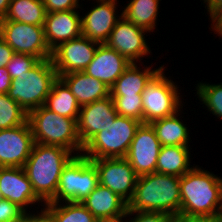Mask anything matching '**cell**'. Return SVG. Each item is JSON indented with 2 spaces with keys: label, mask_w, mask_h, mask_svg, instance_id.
I'll return each mask as SVG.
<instances>
[{
  "label": "cell",
  "mask_w": 222,
  "mask_h": 222,
  "mask_svg": "<svg viewBox=\"0 0 222 222\" xmlns=\"http://www.w3.org/2000/svg\"><path fill=\"white\" fill-rule=\"evenodd\" d=\"M178 217H217L222 207V177L194 166L180 177Z\"/></svg>",
  "instance_id": "obj_1"
},
{
  "label": "cell",
  "mask_w": 222,
  "mask_h": 222,
  "mask_svg": "<svg viewBox=\"0 0 222 222\" xmlns=\"http://www.w3.org/2000/svg\"><path fill=\"white\" fill-rule=\"evenodd\" d=\"M74 156L61 146L34 143L23 168L36 196L44 204L55 198L61 172Z\"/></svg>",
  "instance_id": "obj_2"
},
{
  "label": "cell",
  "mask_w": 222,
  "mask_h": 222,
  "mask_svg": "<svg viewBox=\"0 0 222 222\" xmlns=\"http://www.w3.org/2000/svg\"><path fill=\"white\" fill-rule=\"evenodd\" d=\"M180 206V177L154 172L138 176L127 210L163 212L177 218Z\"/></svg>",
  "instance_id": "obj_3"
},
{
  "label": "cell",
  "mask_w": 222,
  "mask_h": 222,
  "mask_svg": "<svg viewBox=\"0 0 222 222\" xmlns=\"http://www.w3.org/2000/svg\"><path fill=\"white\" fill-rule=\"evenodd\" d=\"M77 120L78 118L60 116L44 105L28 113V122L35 143L61 146L75 156L81 155L79 153L83 150L77 133Z\"/></svg>",
  "instance_id": "obj_4"
},
{
  "label": "cell",
  "mask_w": 222,
  "mask_h": 222,
  "mask_svg": "<svg viewBox=\"0 0 222 222\" xmlns=\"http://www.w3.org/2000/svg\"><path fill=\"white\" fill-rule=\"evenodd\" d=\"M57 78L51 58L40 60L29 72L12 79L8 96L29 113L45 104Z\"/></svg>",
  "instance_id": "obj_5"
},
{
  "label": "cell",
  "mask_w": 222,
  "mask_h": 222,
  "mask_svg": "<svg viewBox=\"0 0 222 222\" xmlns=\"http://www.w3.org/2000/svg\"><path fill=\"white\" fill-rule=\"evenodd\" d=\"M141 122L117 115L114 123L92 136L84 145L82 156L89 159L125 158Z\"/></svg>",
  "instance_id": "obj_6"
},
{
  "label": "cell",
  "mask_w": 222,
  "mask_h": 222,
  "mask_svg": "<svg viewBox=\"0 0 222 222\" xmlns=\"http://www.w3.org/2000/svg\"><path fill=\"white\" fill-rule=\"evenodd\" d=\"M98 173L89 158L74 156L63 168L55 198L49 203L82 202L98 186Z\"/></svg>",
  "instance_id": "obj_7"
},
{
  "label": "cell",
  "mask_w": 222,
  "mask_h": 222,
  "mask_svg": "<svg viewBox=\"0 0 222 222\" xmlns=\"http://www.w3.org/2000/svg\"><path fill=\"white\" fill-rule=\"evenodd\" d=\"M164 68L150 80L142 92L143 123L171 116L183 107L179 87L166 77Z\"/></svg>",
  "instance_id": "obj_8"
},
{
  "label": "cell",
  "mask_w": 222,
  "mask_h": 222,
  "mask_svg": "<svg viewBox=\"0 0 222 222\" xmlns=\"http://www.w3.org/2000/svg\"><path fill=\"white\" fill-rule=\"evenodd\" d=\"M0 36L16 53L33 55L39 60L52 56L45 40L44 26L0 21Z\"/></svg>",
  "instance_id": "obj_9"
},
{
  "label": "cell",
  "mask_w": 222,
  "mask_h": 222,
  "mask_svg": "<svg viewBox=\"0 0 222 222\" xmlns=\"http://www.w3.org/2000/svg\"><path fill=\"white\" fill-rule=\"evenodd\" d=\"M95 165L99 184L118 194L127 203L133 198L138 175L126 158L90 159Z\"/></svg>",
  "instance_id": "obj_10"
},
{
  "label": "cell",
  "mask_w": 222,
  "mask_h": 222,
  "mask_svg": "<svg viewBox=\"0 0 222 222\" xmlns=\"http://www.w3.org/2000/svg\"><path fill=\"white\" fill-rule=\"evenodd\" d=\"M99 44L83 35L60 43L52 50L51 56L57 76L84 71L93 60Z\"/></svg>",
  "instance_id": "obj_11"
},
{
  "label": "cell",
  "mask_w": 222,
  "mask_h": 222,
  "mask_svg": "<svg viewBox=\"0 0 222 222\" xmlns=\"http://www.w3.org/2000/svg\"><path fill=\"white\" fill-rule=\"evenodd\" d=\"M161 143L150 123H141L136 129L126 159L138 176L156 172Z\"/></svg>",
  "instance_id": "obj_12"
},
{
  "label": "cell",
  "mask_w": 222,
  "mask_h": 222,
  "mask_svg": "<svg viewBox=\"0 0 222 222\" xmlns=\"http://www.w3.org/2000/svg\"><path fill=\"white\" fill-rule=\"evenodd\" d=\"M146 33H148L147 30L122 17L116 23L105 44L126 57L131 63H138V60L141 61L143 57L152 53L144 36Z\"/></svg>",
  "instance_id": "obj_13"
},
{
  "label": "cell",
  "mask_w": 222,
  "mask_h": 222,
  "mask_svg": "<svg viewBox=\"0 0 222 222\" xmlns=\"http://www.w3.org/2000/svg\"><path fill=\"white\" fill-rule=\"evenodd\" d=\"M34 143L29 122L0 130V167H24Z\"/></svg>",
  "instance_id": "obj_14"
},
{
  "label": "cell",
  "mask_w": 222,
  "mask_h": 222,
  "mask_svg": "<svg viewBox=\"0 0 222 222\" xmlns=\"http://www.w3.org/2000/svg\"><path fill=\"white\" fill-rule=\"evenodd\" d=\"M111 96L81 106L77 120V133L82 145L99 131L108 129L117 116Z\"/></svg>",
  "instance_id": "obj_15"
},
{
  "label": "cell",
  "mask_w": 222,
  "mask_h": 222,
  "mask_svg": "<svg viewBox=\"0 0 222 222\" xmlns=\"http://www.w3.org/2000/svg\"><path fill=\"white\" fill-rule=\"evenodd\" d=\"M85 16L81 17L82 35L100 44L105 43L116 23L123 17L118 16L117 0H96Z\"/></svg>",
  "instance_id": "obj_16"
},
{
  "label": "cell",
  "mask_w": 222,
  "mask_h": 222,
  "mask_svg": "<svg viewBox=\"0 0 222 222\" xmlns=\"http://www.w3.org/2000/svg\"><path fill=\"white\" fill-rule=\"evenodd\" d=\"M0 193L2 199L18 205L26 213L29 205L32 208V204L34 206L41 202V206H44L36 196L23 167H0Z\"/></svg>",
  "instance_id": "obj_17"
},
{
  "label": "cell",
  "mask_w": 222,
  "mask_h": 222,
  "mask_svg": "<svg viewBox=\"0 0 222 222\" xmlns=\"http://www.w3.org/2000/svg\"><path fill=\"white\" fill-rule=\"evenodd\" d=\"M131 62L105 43L99 44L93 60L83 72L111 88Z\"/></svg>",
  "instance_id": "obj_18"
},
{
  "label": "cell",
  "mask_w": 222,
  "mask_h": 222,
  "mask_svg": "<svg viewBox=\"0 0 222 222\" xmlns=\"http://www.w3.org/2000/svg\"><path fill=\"white\" fill-rule=\"evenodd\" d=\"M81 17L77 9L46 14L44 36L51 51L60 43L82 35Z\"/></svg>",
  "instance_id": "obj_19"
},
{
  "label": "cell",
  "mask_w": 222,
  "mask_h": 222,
  "mask_svg": "<svg viewBox=\"0 0 222 222\" xmlns=\"http://www.w3.org/2000/svg\"><path fill=\"white\" fill-rule=\"evenodd\" d=\"M81 203L98 221L125 216L128 209L125 200L101 184Z\"/></svg>",
  "instance_id": "obj_20"
},
{
  "label": "cell",
  "mask_w": 222,
  "mask_h": 222,
  "mask_svg": "<svg viewBox=\"0 0 222 222\" xmlns=\"http://www.w3.org/2000/svg\"><path fill=\"white\" fill-rule=\"evenodd\" d=\"M59 77L68 85L80 106L110 96L108 86L83 71L71 72Z\"/></svg>",
  "instance_id": "obj_21"
},
{
  "label": "cell",
  "mask_w": 222,
  "mask_h": 222,
  "mask_svg": "<svg viewBox=\"0 0 222 222\" xmlns=\"http://www.w3.org/2000/svg\"><path fill=\"white\" fill-rule=\"evenodd\" d=\"M151 67L152 64L142 70L136 63H131L110 88V96L142 95L146 85L164 65L154 70Z\"/></svg>",
  "instance_id": "obj_22"
},
{
  "label": "cell",
  "mask_w": 222,
  "mask_h": 222,
  "mask_svg": "<svg viewBox=\"0 0 222 222\" xmlns=\"http://www.w3.org/2000/svg\"><path fill=\"white\" fill-rule=\"evenodd\" d=\"M181 112L180 109L171 116L150 123L162 146H190L189 130L179 117Z\"/></svg>",
  "instance_id": "obj_23"
},
{
  "label": "cell",
  "mask_w": 222,
  "mask_h": 222,
  "mask_svg": "<svg viewBox=\"0 0 222 222\" xmlns=\"http://www.w3.org/2000/svg\"><path fill=\"white\" fill-rule=\"evenodd\" d=\"M190 157L189 146H161L156 172L181 177L194 167Z\"/></svg>",
  "instance_id": "obj_24"
},
{
  "label": "cell",
  "mask_w": 222,
  "mask_h": 222,
  "mask_svg": "<svg viewBox=\"0 0 222 222\" xmlns=\"http://www.w3.org/2000/svg\"><path fill=\"white\" fill-rule=\"evenodd\" d=\"M44 106L63 117L78 118L81 106L68 85L58 77L52 84Z\"/></svg>",
  "instance_id": "obj_25"
},
{
  "label": "cell",
  "mask_w": 222,
  "mask_h": 222,
  "mask_svg": "<svg viewBox=\"0 0 222 222\" xmlns=\"http://www.w3.org/2000/svg\"><path fill=\"white\" fill-rule=\"evenodd\" d=\"M46 14L42 0H11L6 15L0 21H16L43 26Z\"/></svg>",
  "instance_id": "obj_26"
},
{
  "label": "cell",
  "mask_w": 222,
  "mask_h": 222,
  "mask_svg": "<svg viewBox=\"0 0 222 222\" xmlns=\"http://www.w3.org/2000/svg\"><path fill=\"white\" fill-rule=\"evenodd\" d=\"M159 1L162 0H130L122 10V16L136 26L153 32L157 23Z\"/></svg>",
  "instance_id": "obj_27"
},
{
  "label": "cell",
  "mask_w": 222,
  "mask_h": 222,
  "mask_svg": "<svg viewBox=\"0 0 222 222\" xmlns=\"http://www.w3.org/2000/svg\"><path fill=\"white\" fill-rule=\"evenodd\" d=\"M44 209L55 222H98L81 202L46 203Z\"/></svg>",
  "instance_id": "obj_28"
},
{
  "label": "cell",
  "mask_w": 222,
  "mask_h": 222,
  "mask_svg": "<svg viewBox=\"0 0 222 222\" xmlns=\"http://www.w3.org/2000/svg\"><path fill=\"white\" fill-rule=\"evenodd\" d=\"M28 122V113L8 94H0V130Z\"/></svg>",
  "instance_id": "obj_29"
},
{
  "label": "cell",
  "mask_w": 222,
  "mask_h": 222,
  "mask_svg": "<svg viewBox=\"0 0 222 222\" xmlns=\"http://www.w3.org/2000/svg\"><path fill=\"white\" fill-rule=\"evenodd\" d=\"M199 101L218 119H222V83L207 84L199 82L196 86Z\"/></svg>",
  "instance_id": "obj_30"
},
{
  "label": "cell",
  "mask_w": 222,
  "mask_h": 222,
  "mask_svg": "<svg viewBox=\"0 0 222 222\" xmlns=\"http://www.w3.org/2000/svg\"><path fill=\"white\" fill-rule=\"evenodd\" d=\"M118 115L143 123L142 95L111 96Z\"/></svg>",
  "instance_id": "obj_31"
},
{
  "label": "cell",
  "mask_w": 222,
  "mask_h": 222,
  "mask_svg": "<svg viewBox=\"0 0 222 222\" xmlns=\"http://www.w3.org/2000/svg\"><path fill=\"white\" fill-rule=\"evenodd\" d=\"M40 60L29 54L14 53L6 69L12 79L20 76L22 73L29 72Z\"/></svg>",
  "instance_id": "obj_32"
},
{
  "label": "cell",
  "mask_w": 222,
  "mask_h": 222,
  "mask_svg": "<svg viewBox=\"0 0 222 222\" xmlns=\"http://www.w3.org/2000/svg\"><path fill=\"white\" fill-rule=\"evenodd\" d=\"M136 215H135V214ZM133 217L131 218L130 216ZM135 215V216H134ZM126 217H130L129 221ZM126 222H175V217L163 212H148V211H131L127 210L124 220Z\"/></svg>",
  "instance_id": "obj_33"
},
{
  "label": "cell",
  "mask_w": 222,
  "mask_h": 222,
  "mask_svg": "<svg viewBox=\"0 0 222 222\" xmlns=\"http://www.w3.org/2000/svg\"><path fill=\"white\" fill-rule=\"evenodd\" d=\"M26 214L18 205L7 199H0V222H20Z\"/></svg>",
  "instance_id": "obj_34"
},
{
  "label": "cell",
  "mask_w": 222,
  "mask_h": 222,
  "mask_svg": "<svg viewBox=\"0 0 222 222\" xmlns=\"http://www.w3.org/2000/svg\"><path fill=\"white\" fill-rule=\"evenodd\" d=\"M80 0H42L46 12H60L80 8Z\"/></svg>",
  "instance_id": "obj_35"
},
{
  "label": "cell",
  "mask_w": 222,
  "mask_h": 222,
  "mask_svg": "<svg viewBox=\"0 0 222 222\" xmlns=\"http://www.w3.org/2000/svg\"><path fill=\"white\" fill-rule=\"evenodd\" d=\"M14 53V50L0 36V67H6Z\"/></svg>",
  "instance_id": "obj_36"
},
{
  "label": "cell",
  "mask_w": 222,
  "mask_h": 222,
  "mask_svg": "<svg viewBox=\"0 0 222 222\" xmlns=\"http://www.w3.org/2000/svg\"><path fill=\"white\" fill-rule=\"evenodd\" d=\"M26 218L30 222H55V219L44 209L41 208V211L36 213H27Z\"/></svg>",
  "instance_id": "obj_37"
},
{
  "label": "cell",
  "mask_w": 222,
  "mask_h": 222,
  "mask_svg": "<svg viewBox=\"0 0 222 222\" xmlns=\"http://www.w3.org/2000/svg\"><path fill=\"white\" fill-rule=\"evenodd\" d=\"M12 78L6 67H0V94H8Z\"/></svg>",
  "instance_id": "obj_38"
},
{
  "label": "cell",
  "mask_w": 222,
  "mask_h": 222,
  "mask_svg": "<svg viewBox=\"0 0 222 222\" xmlns=\"http://www.w3.org/2000/svg\"><path fill=\"white\" fill-rule=\"evenodd\" d=\"M206 4L207 12L210 18H212L218 11L222 10V0H203Z\"/></svg>",
  "instance_id": "obj_39"
},
{
  "label": "cell",
  "mask_w": 222,
  "mask_h": 222,
  "mask_svg": "<svg viewBox=\"0 0 222 222\" xmlns=\"http://www.w3.org/2000/svg\"><path fill=\"white\" fill-rule=\"evenodd\" d=\"M211 31H214L215 34H218L222 38V10L218 11L212 18H211Z\"/></svg>",
  "instance_id": "obj_40"
},
{
  "label": "cell",
  "mask_w": 222,
  "mask_h": 222,
  "mask_svg": "<svg viewBox=\"0 0 222 222\" xmlns=\"http://www.w3.org/2000/svg\"><path fill=\"white\" fill-rule=\"evenodd\" d=\"M175 222H219L217 217H177Z\"/></svg>",
  "instance_id": "obj_41"
},
{
  "label": "cell",
  "mask_w": 222,
  "mask_h": 222,
  "mask_svg": "<svg viewBox=\"0 0 222 222\" xmlns=\"http://www.w3.org/2000/svg\"><path fill=\"white\" fill-rule=\"evenodd\" d=\"M10 1L11 0H0V20L6 15Z\"/></svg>",
  "instance_id": "obj_42"
},
{
  "label": "cell",
  "mask_w": 222,
  "mask_h": 222,
  "mask_svg": "<svg viewBox=\"0 0 222 222\" xmlns=\"http://www.w3.org/2000/svg\"><path fill=\"white\" fill-rule=\"evenodd\" d=\"M125 216H121V217H118V218H114V219H107V220H101V221H98V222H123V218ZM126 222V220L124 221Z\"/></svg>",
  "instance_id": "obj_43"
},
{
  "label": "cell",
  "mask_w": 222,
  "mask_h": 222,
  "mask_svg": "<svg viewBox=\"0 0 222 222\" xmlns=\"http://www.w3.org/2000/svg\"><path fill=\"white\" fill-rule=\"evenodd\" d=\"M217 218H218L219 222H222V207H221V209H220V211L218 213Z\"/></svg>",
  "instance_id": "obj_44"
},
{
  "label": "cell",
  "mask_w": 222,
  "mask_h": 222,
  "mask_svg": "<svg viewBox=\"0 0 222 222\" xmlns=\"http://www.w3.org/2000/svg\"><path fill=\"white\" fill-rule=\"evenodd\" d=\"M20 222H30L26 217Z\"/></svg>",
  "instance_id": "obj_45"
}]
</instances>
